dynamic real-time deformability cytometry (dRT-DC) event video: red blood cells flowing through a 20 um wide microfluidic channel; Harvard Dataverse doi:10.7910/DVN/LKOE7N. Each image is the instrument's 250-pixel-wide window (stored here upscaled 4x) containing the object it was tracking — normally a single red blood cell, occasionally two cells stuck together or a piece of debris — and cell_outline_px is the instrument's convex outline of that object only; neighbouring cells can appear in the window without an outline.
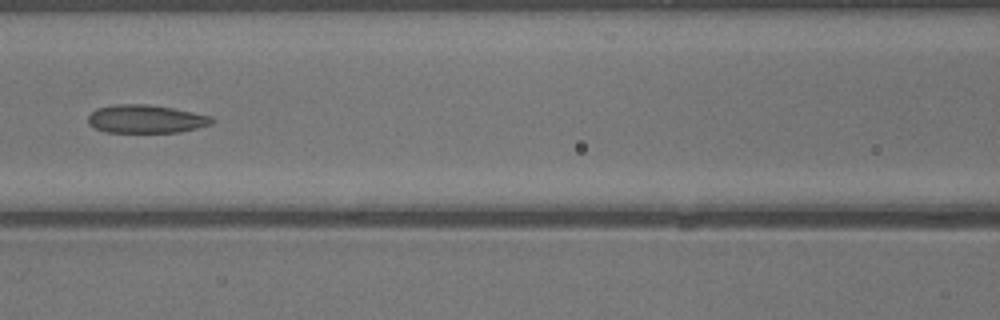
{"species": "common noctule bat (a hibernating species)", "species_latin": "Nyctalus noctula", "temperature_condition": "warm", "stored_images_in_passage": 16, "camera_frame_rate_fps": 3000, "um_per_image_px": 0.085, "animal": {"sex": "male", "body_mass_g": 13.3}, "frame": {"image": 1, "passage_image": 12, "time_ms": 3.667, "image_size_px": [1000, 320], "cell_outline_px": [[216, 120], [212, 124], [180, 132], [104, 132], [88, 124], [88, 116], [96, 108], [112, 104], [148, 104], [172, 108], [212, 116]], "centroid_in_image_um": [12.4, 10.11], "position_along_channel_um": 154.2, "area_um2": 20.46}}
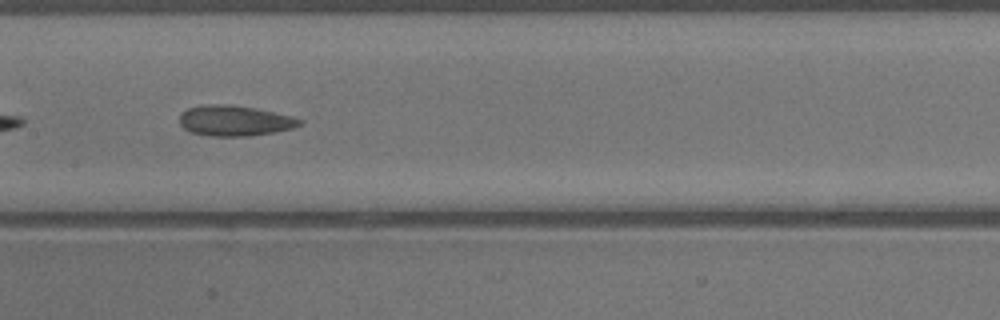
{"frame": {"image": 2, "passage_image": 14, "time_ms": 4.333, "image_size_px": [1000, 320], "cell_outline_px": [[304, 124], [292, 128], [272, 132], [248, 136], [208, 136], [188, 132], [180, 124], [180, 116], [188, 108], [208, 104], [228, 104], [256, 108], [292, 116], [304, 120]], "centroid_in_image_um": [19.96, 10.26], "position_along_channel_um": 187.4, "area_um2": 21.39}}